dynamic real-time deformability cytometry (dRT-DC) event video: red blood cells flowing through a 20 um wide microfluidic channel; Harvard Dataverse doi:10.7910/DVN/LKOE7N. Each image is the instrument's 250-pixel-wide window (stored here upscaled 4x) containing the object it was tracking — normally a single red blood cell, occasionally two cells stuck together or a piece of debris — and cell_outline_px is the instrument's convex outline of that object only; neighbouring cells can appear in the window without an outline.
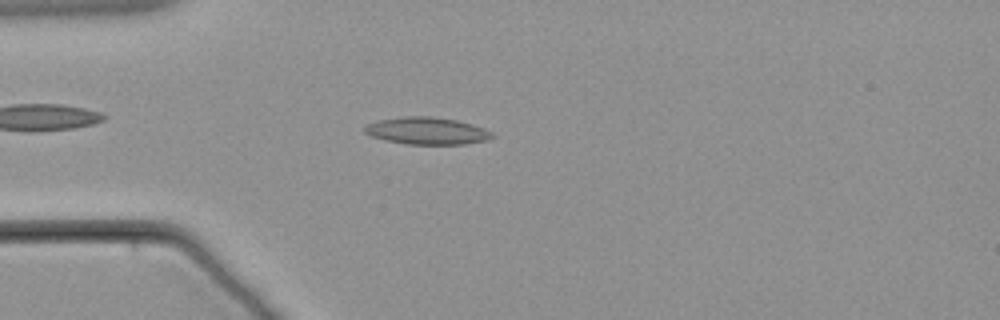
{"species": "common noctule bat (a hibernating species)", "species_latin": "Nyctalus noctula", "temperature_condition": "warm", "stored_images_in_passage": 61, "camera_frame_rate_fps": 3000, "um_per_image_px": 0.085, "animal": {"sex": "male", "body_mass_g": 21.5, "forearm_length_mm": 52.0}, "frame": {"image": 1, "passage_image": 17, "time_ms": 5.333, "image_size_px": [1000, 320], "cell_outline_px": [[496, 136], [488, 140], [464, 144], [408, 144], [384, 140], [372, 136], [364, 132], [364, 124], [376, 120], [404, 116], [432, 116], [456, 120], [472, 124], [484, 128], [492, 132]], "centroid_in_image_um": [36.28, 11.11], "position_along_channel_um": 48.7, "area_um2": 20.4}}
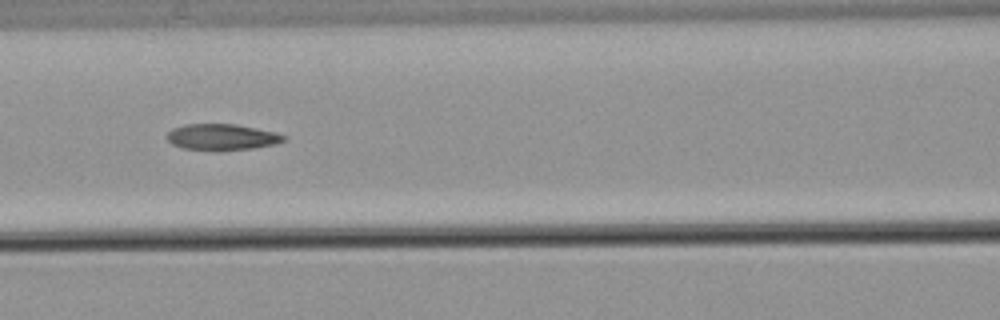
{"frame": {"image": 2, "passage_image": 27, "time_ms": 8.667, "image_size_px": [1000, 320], "cell_outline_px": [[288, 140], [276, 144], [252, 148], [180, 148], [172, 144], [168, 140], [168, 132], [172, 128], [184, 124], [236, 124], [276, 132], [288, 136]], "centroid_in_image_um": [18.92, 11.6], "position_along_channel_um": 147.7, "area_um2": 17.28}}
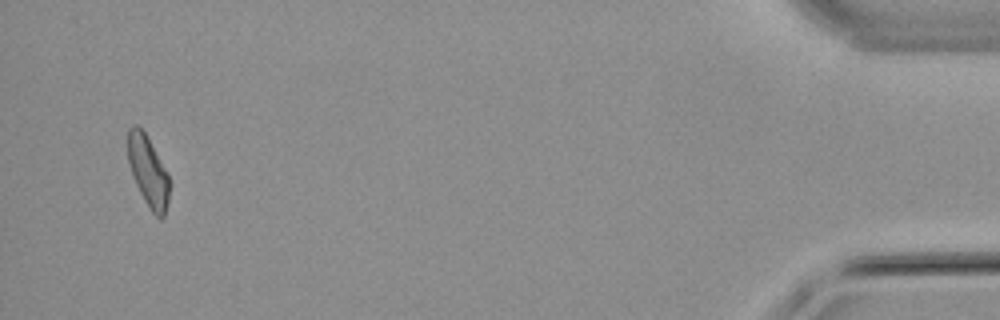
{"frame": {"image": 3, "passage_image": 59, "time_ms": 19.333, "image_size_px": [1000, 320], "cell_outline_px": [[168, 200], [164, 216], [160, 220], [152, 212], [144, 200], [132, 176], [128, 160], [128, 128], [132, 124], [136, 124], [144, 132], [168, 172]], "centroid_in_image_um": [12.57, 14.55], "position_along_channel_um": 422.6, "area_um2": 16.88}}